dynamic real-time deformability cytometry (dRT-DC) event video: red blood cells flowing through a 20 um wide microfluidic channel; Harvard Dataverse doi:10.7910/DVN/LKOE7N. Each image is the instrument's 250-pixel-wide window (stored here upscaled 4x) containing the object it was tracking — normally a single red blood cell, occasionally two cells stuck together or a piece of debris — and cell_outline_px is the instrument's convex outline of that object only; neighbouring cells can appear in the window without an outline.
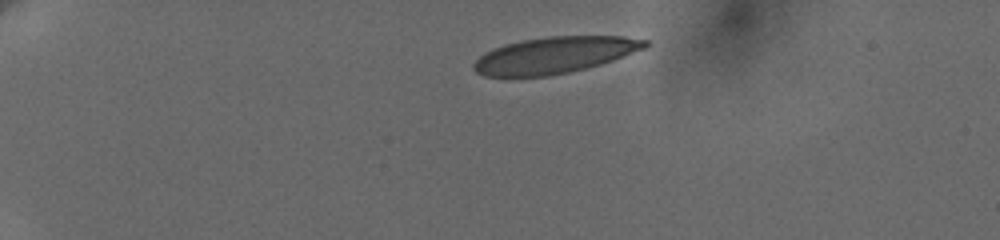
{"species": "human", "species_latin": "Homo sapiens", "temperature_condition": "cold", "stored_images_in_passage": 6, "camera_frame_rate_fps": 3000, "um_per_image_px": 0.085, "donor": {"sex": "female"}, "frame": {"image": 1, "passage_image": 1, "time_ms": 0.0, "image_size_px": [1000, 240], "cell_outline_px": [[648, 44], [644, 48], [612, 60], [600, 64], [568, 72], [548, 76], [484, 76], [476, 72], [472, 68], [472, 64], [484, 52], [492, 48], [504, 44], [520, 40], [548, 36], [624, 36], [648, 40]], "centroid_in_image_um": [47.08, 4.67], "position_along_channel_um": 37.9, "area_um2": 36.24}}
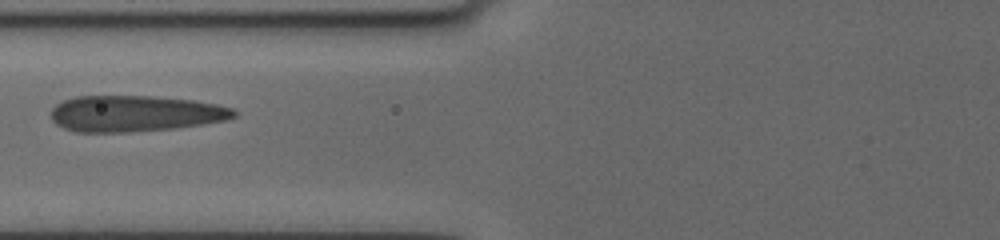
{"frame": {"image": 2, "passage_image": 5, "time_ms": 4.333, "image_size_px": [1000, 240], "cell_outline_px": [[236, 116], [224, 120], [176, 128], [132, 132], [76, 132], [64, 128], [56, 124], [52, 120], [52, 108], [56, 104], [64, 100], [76, 96], [152, 96], [192, 100], [216, 104], [232, 108], [236, 112]], "centroid_in_image_um": [11.45, 9.65], "position_along_channel_um": 114.4, "area_um2": 38.44}}